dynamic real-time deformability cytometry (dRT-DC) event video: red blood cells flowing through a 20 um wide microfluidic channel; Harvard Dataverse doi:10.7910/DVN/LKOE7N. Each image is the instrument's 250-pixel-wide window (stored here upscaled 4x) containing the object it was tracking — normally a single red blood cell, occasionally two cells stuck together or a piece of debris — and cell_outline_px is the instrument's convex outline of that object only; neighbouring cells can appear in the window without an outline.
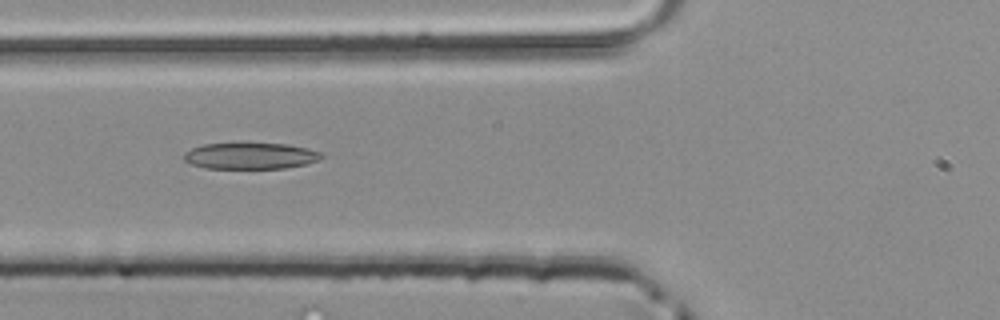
{"species": "common noctule bat (a hibernating species)", "species_latin": "Nyctalus noctula", "temperature_condition": "room temperature", "stored_images_in_passage": 42, "camera_frame_rate_fps": 3000, "um_per_image_px": 0.085, "animal": {"sex": "male", "body_mass_g": 20.4}, "frame": {"image": 1, "passage_image": 12, "time_ms": 3.667, "image_size_px": [1000, 320], "cell_outline_px": [[324, 156], [320, 160], [304, 164], [284, 168], [204, 168], [192, 164], [184, 160], [184, 152], [192, 148], [204, 144], [248, 140], [288, 144], [320, 152]], "centroid_in_image_um": [21.25, 13.19], "position_along_channel_um": 104.5, "area_um2": 21.96}}
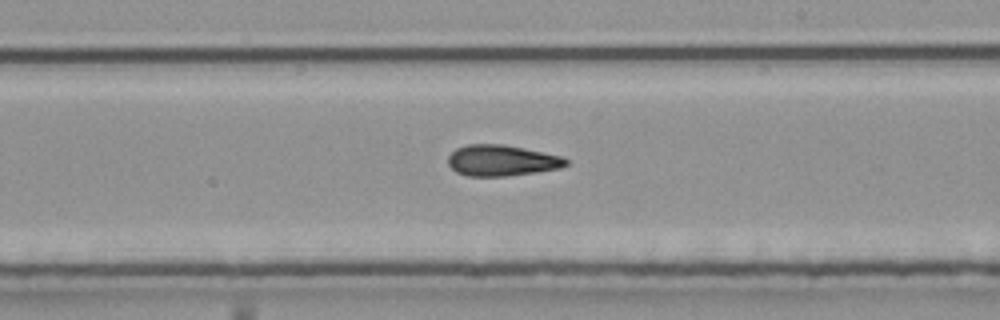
{"frame": {"image": 2, "passage_image": 22, "time_ms": 7.0, "image_size_px": [1000, 320], "cell_outline_px": [[568, 164], [560, 168], [536, 172], [508, 176], [468, 176], [456, 172], [448, 164], [448, 156], [456, 148], [468, 144], [504, 144], [524, 148], [560, 156], [568, 160]], "centroid_in_image_um": [42.62, 13.64], "position_along_channel_um": 246.4, "area_um2": 21.27}}
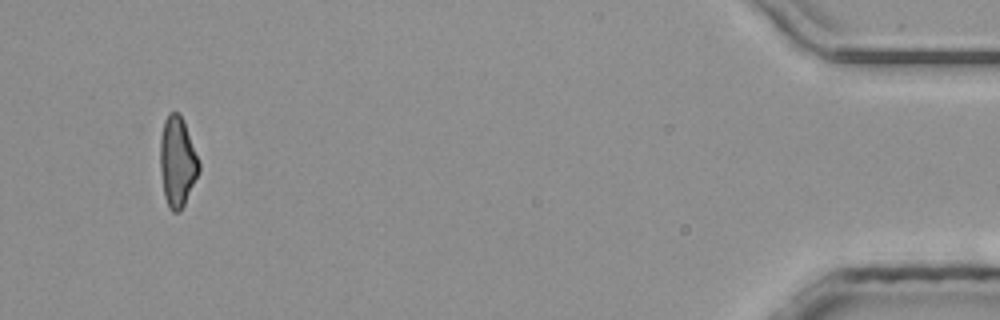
{"frame": {"image": 3, "passage_image": 40, "time_ms": 13.0, "image_size_px": [1000, 320], "cell_outline_px": [[200, 172], [180, 212], [172, 212], [168, 208], [164, 196], [160, 168], [160, 136], [164, 120], [168, 112], [176, 112], [184, 120], [200, 164]], "centroid_in_image_um": [15.07, 13.76], "position_along_channel_um": 420.1, "area_um2": 20.52}}